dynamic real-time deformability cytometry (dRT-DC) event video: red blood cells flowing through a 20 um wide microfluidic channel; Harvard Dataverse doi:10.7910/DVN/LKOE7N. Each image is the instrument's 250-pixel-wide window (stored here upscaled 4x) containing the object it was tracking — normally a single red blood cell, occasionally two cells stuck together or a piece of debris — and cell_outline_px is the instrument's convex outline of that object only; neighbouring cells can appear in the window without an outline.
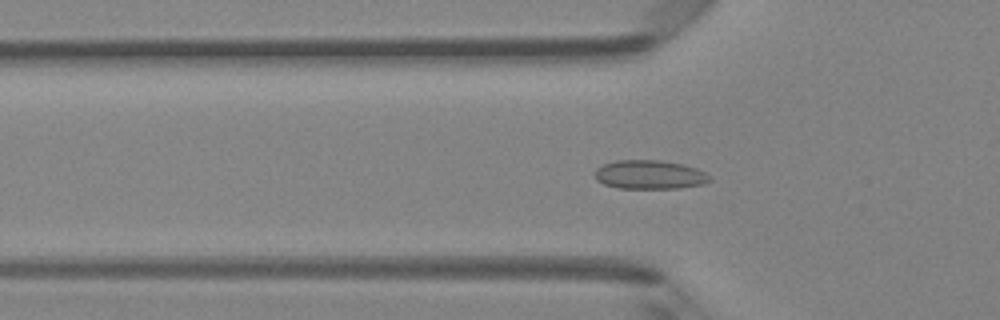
{"species": "Egyptian fruit bat (a non-hibernating species)", "species_latin": "Rousettus aegyptiacus", "temperature_condition": "room temperature", "stored_images_in_passage": 48, "camera_frame_rate_fps": 3000, "um_per_image_px": 0.085, "animal": {"sex": "female"}, "frame": {"image": 1, "passage_image": 16, "time_ms": 5.0, "image_size_px": [1000, 320], "cell_outline_px": [[712, 180], [704, 184], [680, 188], [616, 188], [604, 184], [596, 180], [596, 168], [604, 164], [616, 160], [660, 160], [680, 164], [696, 168], [704, 172]], "centroid_in_image_um": [55.21, 14.85], "position_along_channel_um": 70.6, "area_um2": 19.25}}
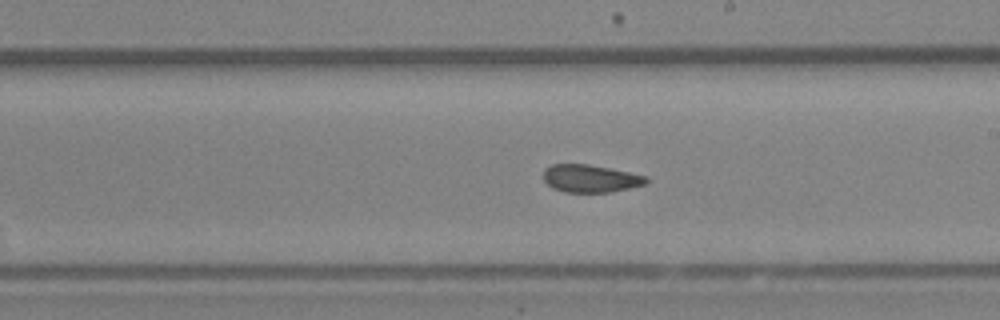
{"frame": {"image": 2, "passage_image": 28, "time_ms": 9.0, "image_size_px": [1000, 320], "cell_outline_px": [[648, 180], [644, 184], [612, 192], [564, 192], [552, 188], [544, 180], [544, 168], [552, 164], [588, 164], [648, 176]], "centroid_in_image_um": [50.16, 15.17], "position_along_channel_um": 238.8, "area_um2": 16.47}}
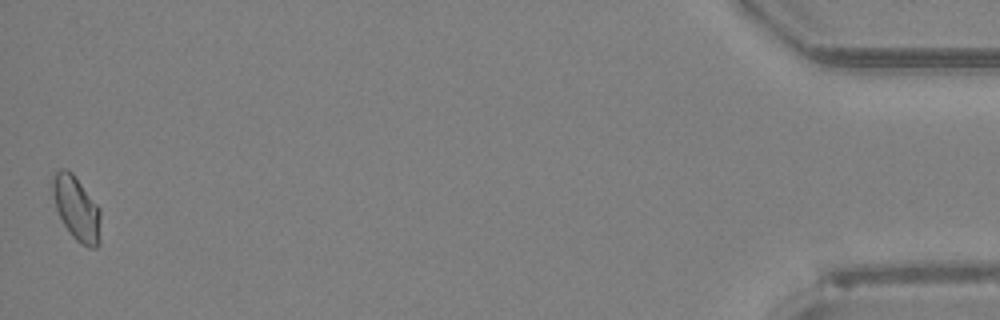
{"frame": {"image": 3, "passage_image": 48, "time_ms": 15.667, "image_size_px": [1000, 320], "cell_outline_px": [[100, 244], [96, 248], [88, 248], [80, 244], [72, 236], [64, 224], [56, 208], [52, 196], [52, 176], [60, 168], [64, 168], [72, 172], [100, 208]], "centroid_in_image_um": [6.51, 17.73], "position_along_channel_um": 428.7, "area_um2": 18.09}}